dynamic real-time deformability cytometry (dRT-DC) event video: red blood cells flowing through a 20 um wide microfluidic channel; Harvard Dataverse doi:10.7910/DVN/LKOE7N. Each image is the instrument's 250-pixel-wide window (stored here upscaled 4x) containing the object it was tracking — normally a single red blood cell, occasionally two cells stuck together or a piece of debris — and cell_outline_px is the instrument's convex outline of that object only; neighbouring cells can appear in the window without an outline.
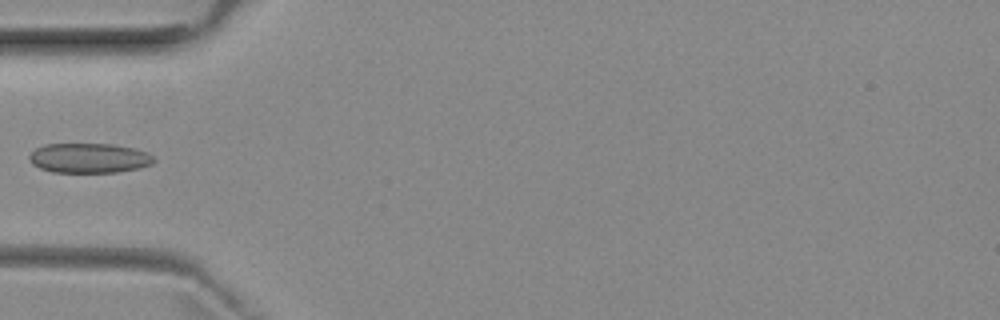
{"species": "common noctule bat (a hibernating species)", "species_latin": "Nyctalus noctula", "temperature_condition": "room temperature", "stored_images_in_passage": 5, "camera_frame_rate_fps": 3000, "um_per_image_px": 0.085, "animal": {"sex": "female", "body_mass_g": 29.2, "forearm_length_mm": 56.3}, "frame": {"image": 1, "passage_image": 5, "time_ms": 4.667, "image_size_px": [1000, 320], "cell_outline_px": [[156, 160], [152, 164], [140, 168], [116, 172], [52, 172], [40, 168], [32, 164], [28, 156], [36, 148], [44, 144], [112, 144], [136, 148], [148, 152]], "centroid_in_image_um": [7.6, 13.43], "position_along_channel_um": 77.4, "area_um2": 21.73}}